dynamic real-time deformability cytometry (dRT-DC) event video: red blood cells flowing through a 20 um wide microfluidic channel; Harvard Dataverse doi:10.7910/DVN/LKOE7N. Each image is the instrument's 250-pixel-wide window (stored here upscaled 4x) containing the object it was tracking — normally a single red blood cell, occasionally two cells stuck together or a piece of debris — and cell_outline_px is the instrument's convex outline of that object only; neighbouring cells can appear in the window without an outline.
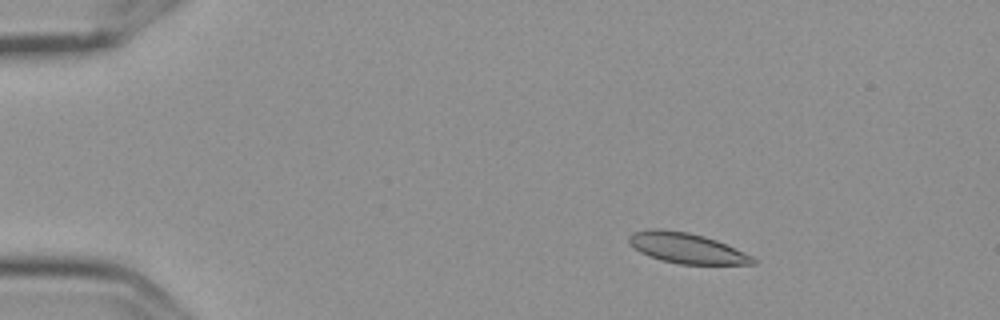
{"species": "Egyptian fruit bat (a non-hibernating species)", "species_latin": "Rousettus aegyptiacus", "temperature_condition": "cold", "stored_images_in_passage": 6, "camera_frame_rate_fps": 3000, "um_per_image_px": 0.085, "frame": {"image": 1, "passage_image": 3, "time_ms": 0.667, "image_size_px": [1000, 320], "cell_outline_px": [[756, 264], [680, 264], [660, 260], [648, 256], [640, 252], [628, 244], [628, 236], [632, 232], [648, 228], [660, 228], [688, 232], [704, 236], [716, 240], [752, 256], [756, 260]], "centroid_in_image_um": [58.29, 21.07], "position_along_channel_um": 26.7, "area_um2": 22.08}}